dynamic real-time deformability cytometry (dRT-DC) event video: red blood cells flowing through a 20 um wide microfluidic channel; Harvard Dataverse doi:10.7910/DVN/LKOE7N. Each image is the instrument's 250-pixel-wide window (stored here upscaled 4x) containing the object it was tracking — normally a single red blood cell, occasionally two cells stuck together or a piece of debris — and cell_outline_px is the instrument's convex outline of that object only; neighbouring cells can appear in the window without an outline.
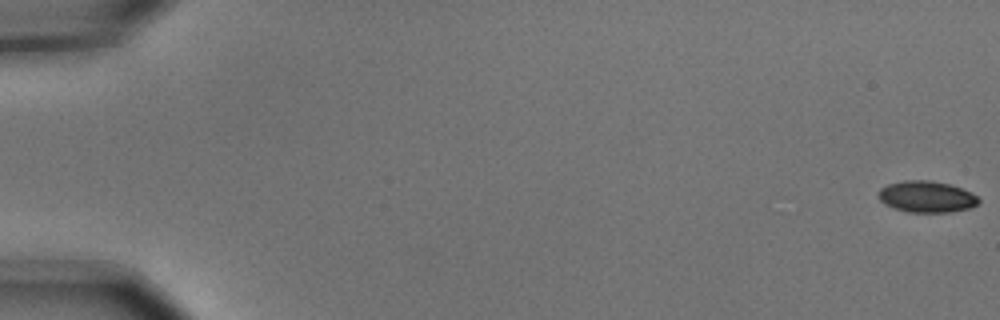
{"species": "common noctule bat (a hibernating species)", "species_latin": "Nyctalus noctula", "temperature_condition": "cold", "stored_images_in_passage": 5, "segment_of_instrument_passage": [2, 2], "camera_frame_rate_fps": 3000, "um_per_image_px": 0.085, "animal": {"sex": "male", "body_mass_g": 15.6}, "frame": {"image": 1, "passage_image": 5, "time_ms": 1.333, "image_size_px": [1000, 320], "cell_outline_px": [[980, 200], [972, 208], [952, 212], [908, 212], [892, 208], [884, 204], [880, 200], [876, 192], [880, 188], [888, 184], [904, 180], [928, 180], [948, 184], [972, 192]], "centroid_in_image_um": [78.73, 16.73], "position_along_channel_um": 6.3, "area_um2": 18.5}}